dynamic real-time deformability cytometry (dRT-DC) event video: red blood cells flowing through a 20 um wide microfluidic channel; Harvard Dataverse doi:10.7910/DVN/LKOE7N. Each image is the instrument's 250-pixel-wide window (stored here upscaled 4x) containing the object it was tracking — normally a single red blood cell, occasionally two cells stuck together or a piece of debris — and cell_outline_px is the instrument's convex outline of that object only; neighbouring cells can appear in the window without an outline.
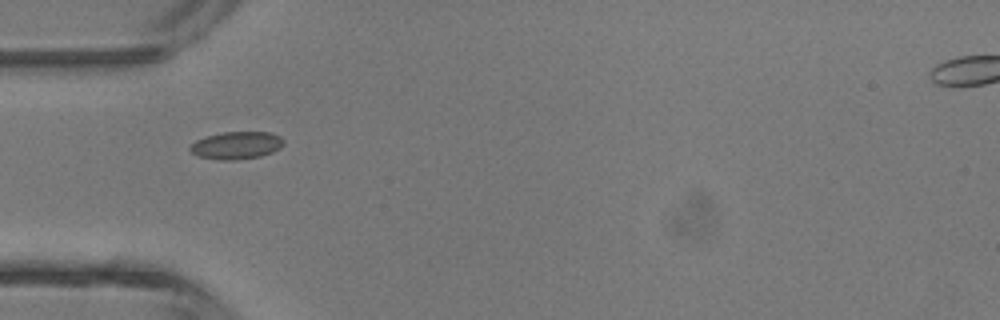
{"species": "common noctule bat (a hibernating species)", "species_latin": "Nyctalus noctula", "temperature_condition": "room temperature", "stored_images_in_passage": 2, "camera_frame_rate_fps": 3000, "um_per_image_px": 0.085, "animal": {"sex": "male", "body_mass_g": 13.3}, "frame": {"image": 1, "passage_image": 1, "time_ms": 0.0, "image_size_px": [1000, 320], "cell_outline_px": [[284, 144], [280, 148], [272, 152], [260, 156], [236, 160], [216, 160], [200, 156], [192, 152], [188, 148], [196, 140], [204, 136], [224, 132], [272, 132], [280, 136], [284, 140]], "centroid_in_image_um": [20.11, 12.35], "position_along_channel_um": 64.9, "area_um2": 15.09}}
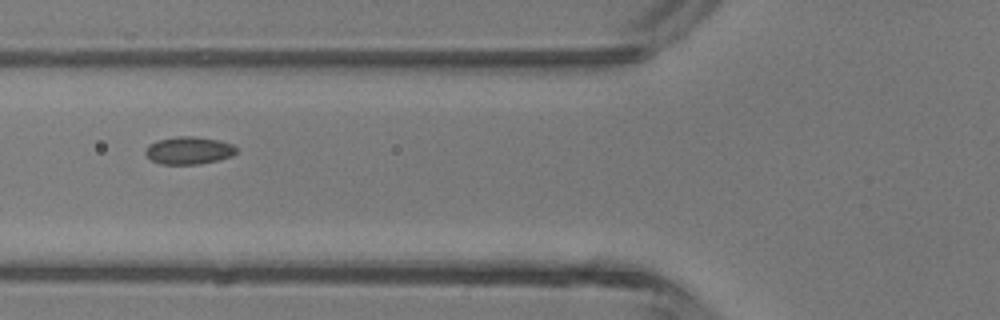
{"frame": {"image": 2, "passage_image": 2, "time_ms": 1.0, "image_size_px": [1000, 320], "cell_outline_px": [[236, 152], [232, 156], [220, 160], [200, 164], [160, 164], [152, 160], [144, 152], [148, 144], [156, 140], [176, 136], [192, 136], [220, 140], [232, 144], [236, 148]], "centroid_in_image_um": [16.04, 12.78], "position_along_channel_um": 109.8, "area_um2": 14.74}}